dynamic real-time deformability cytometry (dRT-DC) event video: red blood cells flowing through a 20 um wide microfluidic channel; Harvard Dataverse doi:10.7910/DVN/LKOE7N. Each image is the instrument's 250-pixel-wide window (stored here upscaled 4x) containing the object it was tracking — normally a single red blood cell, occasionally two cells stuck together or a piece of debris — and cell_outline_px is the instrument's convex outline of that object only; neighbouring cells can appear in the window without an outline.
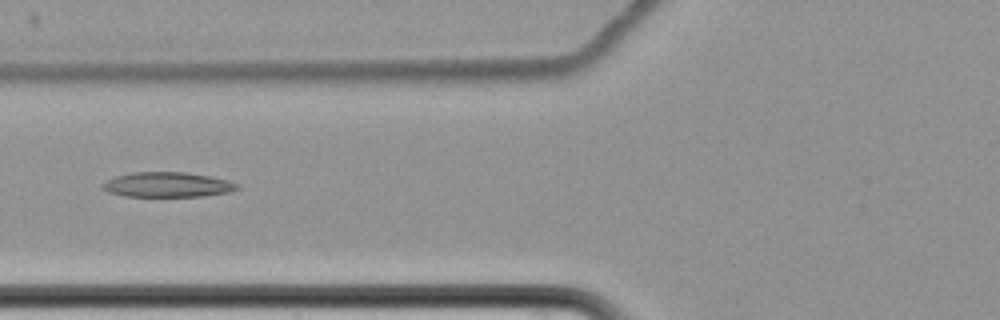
{"species": "common noctule bat (a hibernating species)", "species_latin": "Nyctalus noctula", "temperature_condition": "cold", "stored_images_in_passage": 6, "camera_frame_rate_fps": 3000, "um_per_image_px": 0.085, "animal": {"sex": "female", "body_mass_g": 22.7, "forearm_length_mm": 54.2}, "frame": {"image": 1, "passage_image": 2, "time_ms": 1.333, "image_size_px": [1000, 320], "cell_outline_px": [[240, 188], [228, 192], [204, 196], [124, 196], [108, 192], [100, 188], [100, 184], [116, 176], [132, 172], [184, 172], [208, 176], [228, 180], [240, 184]], "centroid_in_image_um": [14.22, 15.7], "position_along_channel_um": 111.6, "area_um2": 19.59}}
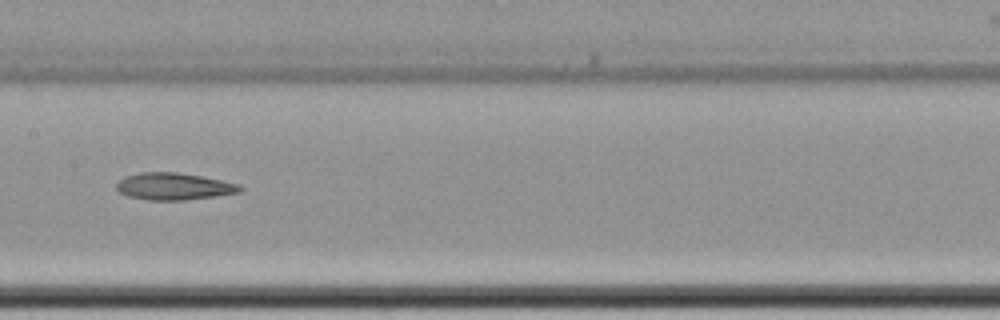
{"frame": {"image": 2, "passage_image": 4, "time_ms": 3.667, "image_size_px": [1000, 320], "cell_outline_px": [[244, 188], [240, 192], [216, 196], [184, 200], [148, 200], [128, 196], [120, 192], [116, 188], [116, 184], [124, 176], [140, 172], [176, 172], [200, 176], [220, 180], [236, 184]], "centroid_in_image_um": [14.74, 15.84], "position_along_channel_um": 192.7, "area_um2": 19.31}}
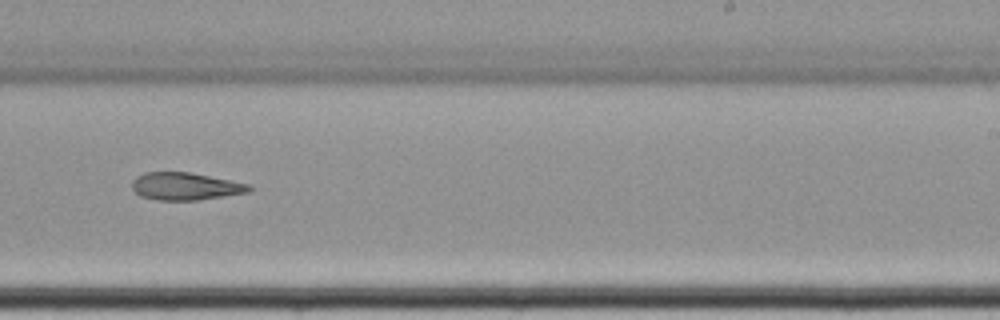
{"frame": {"image": 3, "passage_image": 6, "time_ms": 6.0, "image_size_px": [1000, 320], "cell_outline_px": [[252, 188], [248, 192], [196, 200], [156, 200], [140, 196], [132, 188], [132, 180], [136, 176], [144, 172], [188, 172], [252, 184]], "centroid_in_image_um": [15.73, 15.83], "position_along_channel_um": 273.3, "area_um2": 18.73}}